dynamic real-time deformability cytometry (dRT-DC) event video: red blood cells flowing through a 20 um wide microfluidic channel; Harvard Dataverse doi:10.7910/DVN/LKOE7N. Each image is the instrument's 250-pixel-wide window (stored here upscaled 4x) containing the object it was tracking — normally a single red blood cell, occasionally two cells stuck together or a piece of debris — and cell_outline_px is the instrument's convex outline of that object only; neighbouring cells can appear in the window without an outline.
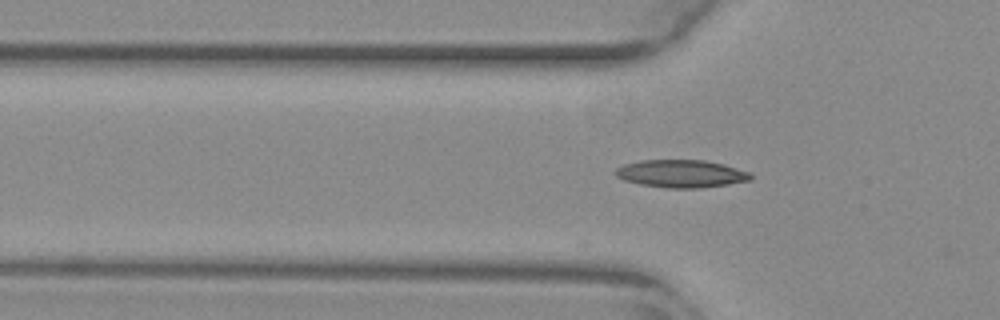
{"species": "common noctule bat (a hibernating species)", "species_latin": "Nyctalus noctula", "temperature_condition": "warm", "stored_images_in_passage": 4, "camera_frame_rate_fps": 3000, "um_per_image_px": 0.085, "animal": {"sex": "female", "body_mass_g": 29.2, "forearm_length_mm": 56.3}, "frame": {"image": 1, "passage_image": 4, "time_ms": 1.0, "image_size_px": [1000, 320], "cell_outline_px": [[752, 180], [728, 184], [700, 188], [668, 188], [640, 184], [624, 180], [616, 176], [612, 172], [616, 168], [624, 164], [640, 160], [704, 160], [724, 164], [748, 172], [752, 176]], "centroid_in_image_um": [57.87, 14.76], "position_along_channel_um": 67.9, "area_um2": 21.85}}